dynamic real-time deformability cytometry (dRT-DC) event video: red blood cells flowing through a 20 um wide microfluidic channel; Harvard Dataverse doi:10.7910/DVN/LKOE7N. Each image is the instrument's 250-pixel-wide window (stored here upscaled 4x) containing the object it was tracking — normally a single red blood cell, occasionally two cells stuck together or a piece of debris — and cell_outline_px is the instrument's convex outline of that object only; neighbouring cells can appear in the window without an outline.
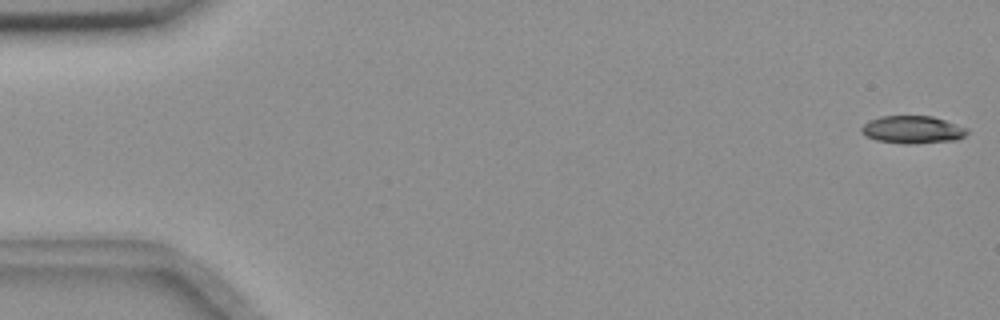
{"species": "common noctule bat (a hibernating species)", "species_latin": "Nyctalus noctula", "temperature_condition": "room temperature", "stored_images_in_passage": 56, "camera_frame_rate_fps": 3000, "um_per_image_px": 0.085, "animal": {"sex": "female", "body_mass_g": 18.4}, "frame": {"image": 1, "passage_image": 1, "time_ms": 0.0, "image_size_px": [1000, 320], "cell_outline_px": [[968, 132], [964, 136], [956, 140], [908, 144], [904, 144], [876, 140], [864, 136], [860, 132], [860, 128], [868, 120], [880, 116], [932, 116], [968, 128]], "centroid_in_image_um": [77.52, 11.02], "position_along_channel_um": 7.5, "area_um2": 17.11}}
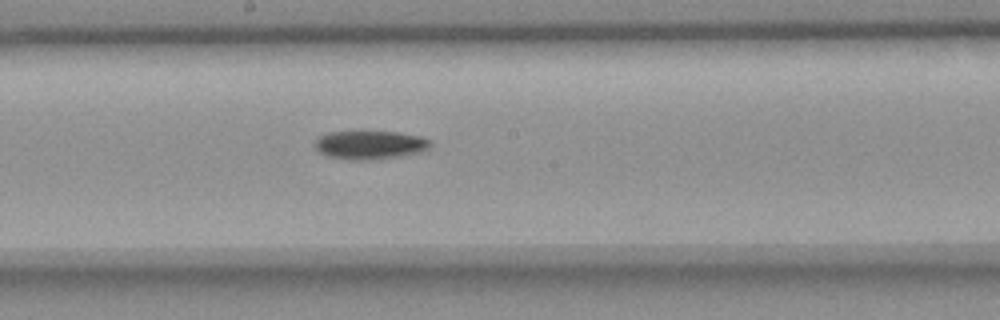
{"frame": {"image": 2, "passage_image": 30, "time_ms": 9.667, "image_size_px": [1000, 320], "cell_outline_px": [[432, 144], [428, 148], [416, 152], [400, 156], [380, 160], [352, 160], [328, 156], [320, 152], [316, 148], [316, 140], [320, 136], [328, 132], [400, 132], [420, 136], [432, 140]], "centroid_in_image_um": [31.48, 12.32], "position_along_channel_um": 216.7, "area_um2": 19.13}}
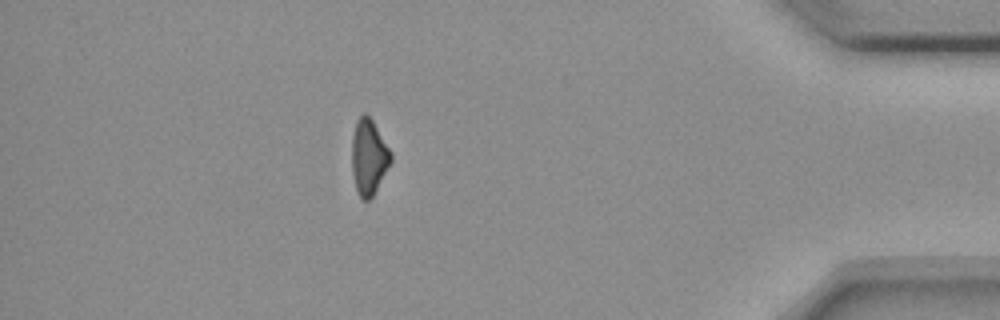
{"frame": {"image": 3, "passage_image": 49, "time_ms": 16.0, "image_size_px": [1000, 320], "cell_outline_px": [[392, 160], [372, 196], [368, 200], [364, 200], [356, 192], [352, 172], [352, 136], [356, 120], [364, 112], [372, 120], [392, 152]], "centroid_in_image_um": [31.33, 13.33], "position_along_channel_um": 403.9, "area_um2": 17.05}, "authors_computed_cell_mechanics": {"area_um2": 18.1492, "velocity_mm_per_s": 3.6626, "shape_relaxation_time_tau1_ms": 5.0836, "shape_relaxation_time_tau2_ms": null, "deformation_change_tau1": 0.144, "deformation_change_tau2": null}}